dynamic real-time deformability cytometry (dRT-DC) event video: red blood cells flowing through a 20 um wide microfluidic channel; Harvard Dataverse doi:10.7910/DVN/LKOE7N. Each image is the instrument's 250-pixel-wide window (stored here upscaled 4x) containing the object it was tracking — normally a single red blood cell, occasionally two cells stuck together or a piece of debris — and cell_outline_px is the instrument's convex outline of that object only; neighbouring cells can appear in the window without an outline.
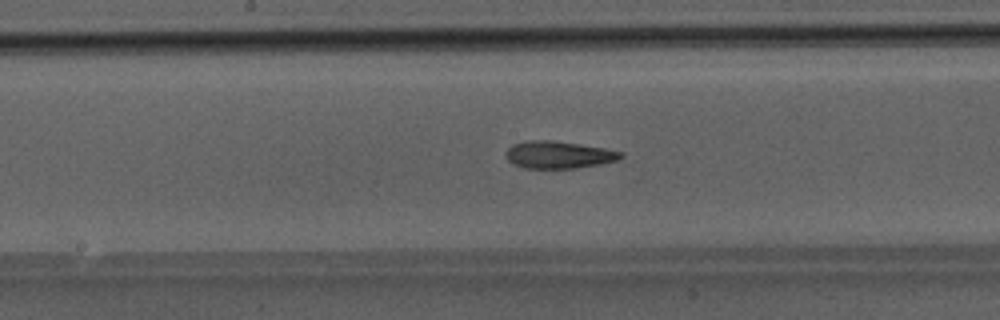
{"species": "Egyptian fruit bat (a non-hibernating species)", "species_latin": "Rousettus aegyptiacus", "temperature_condition": "room temperature", "stored_images_in_passage": 34, "camera_frame_rate_fps": 3000, "um_per_image_px": 0.085, "animal": {"sex": "male"}, "frame": {"image": 1, "passage_image": 10, "time_ms": 3.0, "image_size_px": [1000, 320], "cell_outline_px": [[624, 156], [616, 160], [600, 164], [576, 168], [524, 168], [512, 164], [504, 156], [508, 148], [512, 144], [524, 140], [552, 140], [580, 144], [604, 148], [624, 152]], "centroid_in_image_um": [47.45, 13.15], "position_along_channel_um": 200.8, "area_um2": 18.44}}
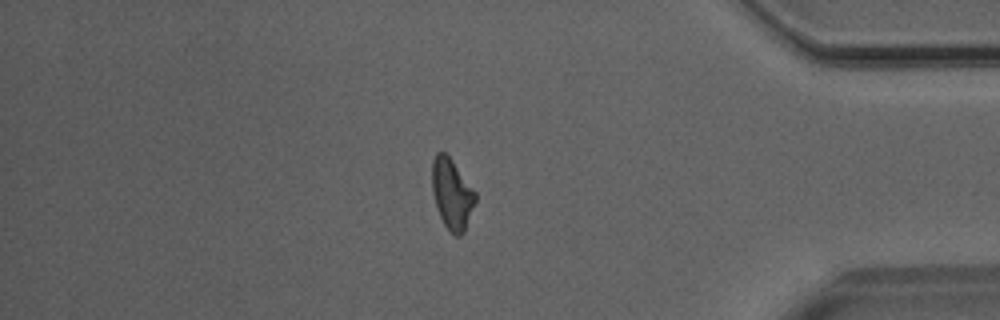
{"frame": {"image": 2, "passage_image": 26, "time_ms": 8.333, "image_size_px": [1000, 320], "cell_outline_px": [[476, 200], [464, 232], [460, 236], [456, 236], [444, 224], [440, 216], [432, 192], [432, 160], [436, 152], [444, 152], [452, 160], [476, 192]], "centroid_in_image_um": [38.41, 16.47], "position_along_channel_um": 396.8, "area_um2": 17.57}}